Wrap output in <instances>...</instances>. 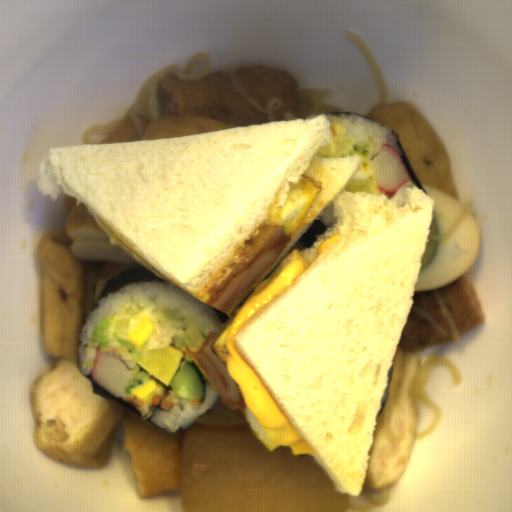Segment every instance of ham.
I'll use <instances>...</instances> for the list:
<instances>
[{"instance_id":"37f43c06","label":"ham","mask_w":512,"mask_h":512,"mask_svg":"<svg viewBox=\"0 0 512 512\" xmlns=\"http://www.w3.org/2000/svg\"><path fill=\"white\" fill-rule=\"evenodd\" d=\"M292 238L291 234H284L264 246L241 271L232 276L216 292L207 303L208 307H213L225 314L239 298L261 280L270 266L287 248Z\"/></svg>"},{"instance_id":"09b19980","label":"ham","mask_w":512,"mask_h":512,"mask_svg":"<svg viewBox=\"0 0 512 512\" xmlns=\"http://www.w3.org/2000/svg\"><path fill=\"white\" fill-rule=\"evenodd\" d=\"M219 335L216 331H209L204 344L198 351L192 347L184 346L186 354L197 364L203 375L211 384L223 403L232 411L245 414V401L237 383L229 376L228 368L221 362L210 348Z\"/></svg>"}]
</instances>
